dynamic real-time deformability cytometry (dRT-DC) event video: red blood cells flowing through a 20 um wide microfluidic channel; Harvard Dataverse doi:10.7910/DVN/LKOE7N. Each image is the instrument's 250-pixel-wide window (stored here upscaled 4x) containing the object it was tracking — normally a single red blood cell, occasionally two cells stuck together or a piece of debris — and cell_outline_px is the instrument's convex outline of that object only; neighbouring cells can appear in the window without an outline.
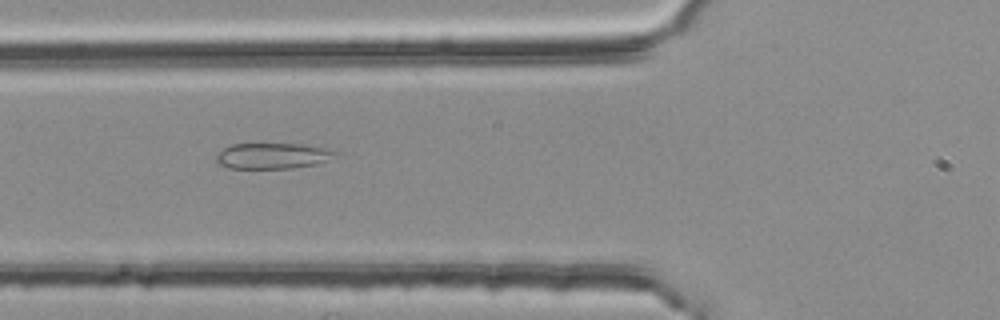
{"species": "common noctule bat (a hibernating species)", "species_latin": "Nyctalus noctula", "temperature_condition": "room temperature", "stored_images_in_passage": 37, "camera_frame_rate_fps": 3000, "um_per_image_px": 0.085, "animal": {"sex": "female", "body_mass_g": 25.1}, "frame": {"image": 1, "passage_image": 3, "time_ms": 0.667, "image_size_px": [1000, 320], "cell_outline_px": [[336, 152], [324, 160], [316, 164], [292, 168], [232, 168], [220, 164], [216, 160], [216, 156], [224, 148], [232, 144], [300, 144], [324, 148]], "centroid_in_image_um": [23.09, 13.24], "position_along_channel_um": 102.7, "area_um2": 17.28}}
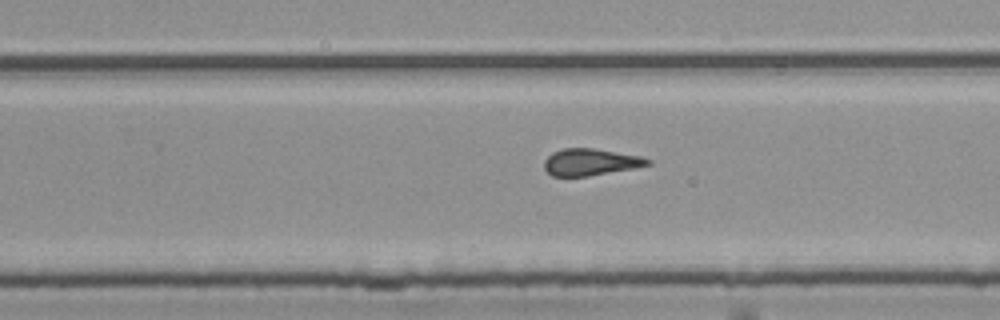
{"frame": {"image": 2, "passage_image": 17, "time_ms": 5.333, "image_size_px": [1000, 320], "cell_outline_px": [[652, 164], [632, 168], [588, 176], [552, 176], [544, 168], [544, 160], [552, 152], [560, 148], [592, 148], [640, 156], [652, 160]], "centroid_in_image_um": [50.16, 13.77], "position_along_channel_um": 279.6, "area_um2": 16.07}}
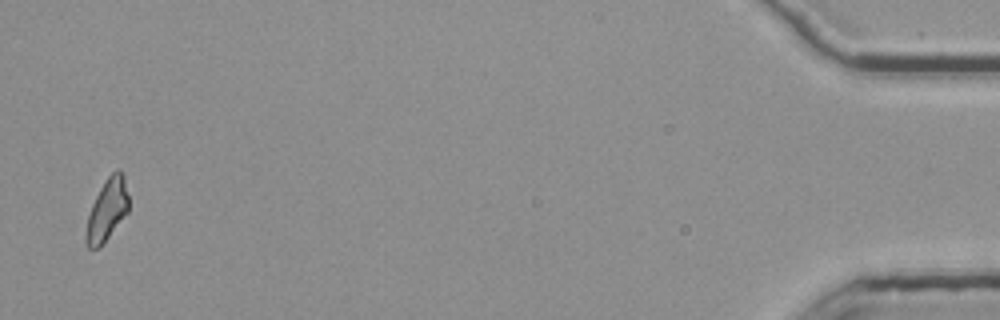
{"frame": {"image": 3, "passage_image": 36, "time_ms": 11.667, "image_size_px": [1000, 320], "cell_outline_px": [[128, 212], [100, 248], [88, 248], [84, 240], [84, 232], [88, 216], [92, 204], [104, 180], [116, 168], [120, 168], [124, 176], [128, 196]], "centroid_in_image_um": [9.08, 17.85], "position_along_channel_um": 426.1, "area_um2": 15.61}}